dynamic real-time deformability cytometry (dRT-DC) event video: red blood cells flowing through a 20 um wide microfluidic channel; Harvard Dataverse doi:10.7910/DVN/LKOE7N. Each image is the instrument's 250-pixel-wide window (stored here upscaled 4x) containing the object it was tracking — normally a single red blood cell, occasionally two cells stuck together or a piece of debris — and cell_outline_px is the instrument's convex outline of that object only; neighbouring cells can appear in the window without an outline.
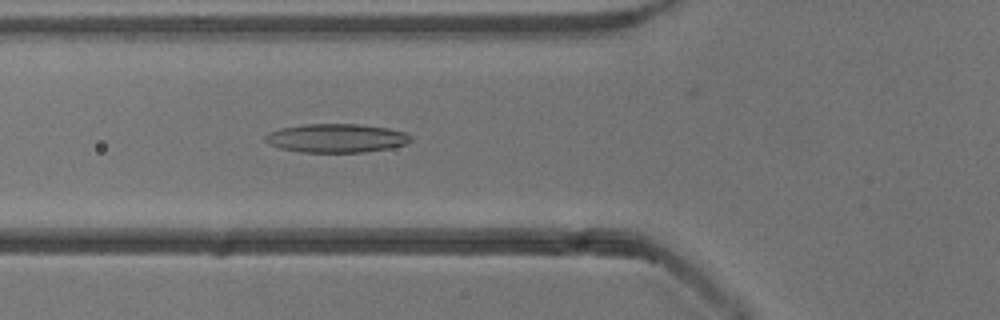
{"species": "common noctule bat (a hibernating species)", "species_latin": "Nyctalus noctula", "temperature_condition": "cold", "stored_images_in_passage": 45, "camera_frame_rate_fps": 3000, "um_per_image_px": 0.085, "animal": {"sex": "male", "body_mass_g": 13.3}, "frame": {"image": 1, "passage_image": 16, "time_ms": 5.0, "image_size_px": [1000, 320], "cell_outline_px": [[412, 140], [408, 144], [388, 148], [364, 152], [300, 152], [280, 148], [268, 144], [264, 140], [264, 136], [268, 132], [280, 128], [304, 124], [356, 124], [388, 128], [404, 132], [412, 136]], "centroid_in_image_um": [28.57, 11.74], "position_along_channel_um": 97.2, "area_um2": 24.45}}
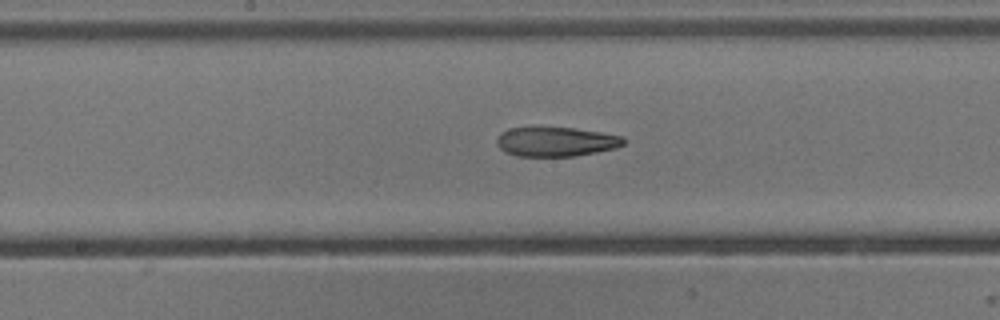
{"frame": {"image": 2, "passage_image": 24, "time_ms": 7.667, "image_size_px": [1000, 320], "cell_outline_px": [[624, 144], [616, 148], [572, 156], [516, 156], [504, 152], [496, 144], [496, 140], [500, 132], [508, 128], [572, 128], [604, 132], [624, 136]], "centroid_in_image_um": [47.24, 12.04], "position_along_channel_um": 201.0, "area_um2": 21.73}}
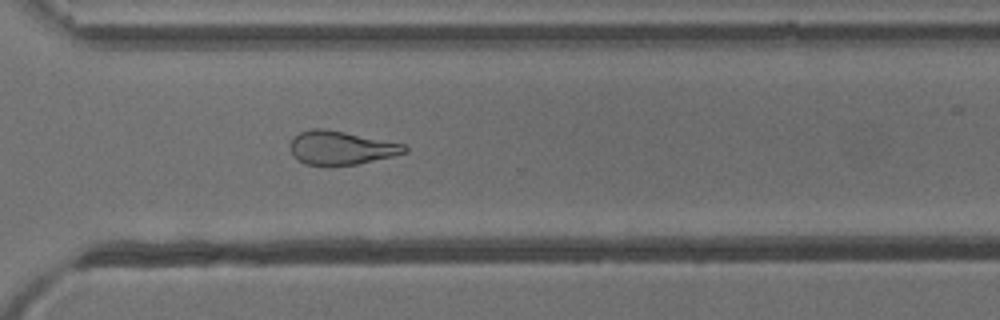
{"frame": {"image": 3, "passage_image": 35, "time_ms": 11.333, "image_size_px": [1000, 320], "cell_outline_px": [[408, 152], [392, 156], [356, 164], [304, 164], [288, 148], [292, 140], [300, 132], [312, 128], [324, 128], [408, 144]], "centroid_in_image_um": [29.04, 12.54], "position_along_channel_um": 341.6, "area_um2": 22.14}}